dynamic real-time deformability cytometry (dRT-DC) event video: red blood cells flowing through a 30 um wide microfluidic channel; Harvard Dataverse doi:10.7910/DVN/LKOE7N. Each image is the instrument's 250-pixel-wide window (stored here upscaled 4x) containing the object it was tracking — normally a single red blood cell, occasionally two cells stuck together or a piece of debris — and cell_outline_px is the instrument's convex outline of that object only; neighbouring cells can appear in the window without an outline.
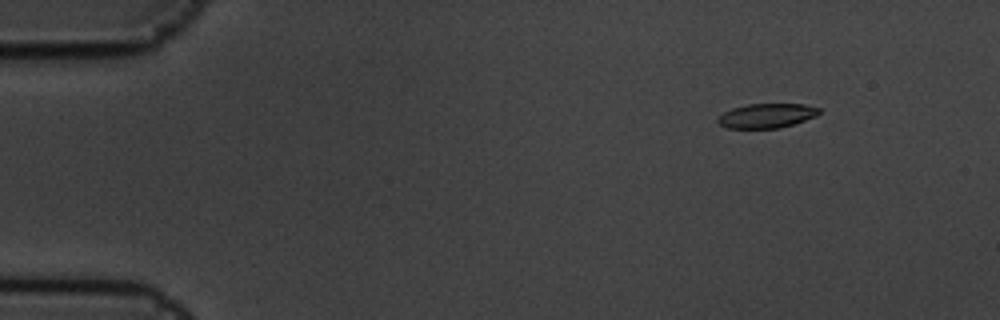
{"species": "common noctule bat (a hibernating species)", "species_latin": "Nyctalus noctula", "temperature_condition": "cold", "stored_images_in_passage": 7, "segment_of_instrument_passage": [1, 2], "camera_frame_rate_fps": 3000, "um_per_image_px": 0.085, "animal": {"sex": "male", "body_mass_g": 19.5, "forearm_length_mm": 54.6}, "frame": {"image": 1, "passage_image": 3, "time_ms": 0.667, "image_size_px": [1000, 320], "cell_outline_px": [[820, 112], [816, 116], [780, 128], [728, 128], [720, 124], [716, 120], [724, 112], [732, 108], [748, 104], [804, 104], [820, 108]], "centroid_in_image_um": [65.17, 9.83], "position_along_channel_um": 19.8, "area_um2": 14.28}}